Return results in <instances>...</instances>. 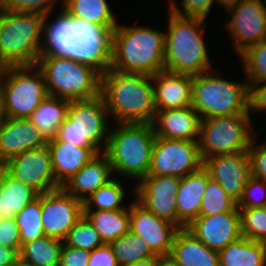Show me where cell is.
Instances as JSON below:
<instances>
[{"label":"cell","instance_id":"1","mask_svg":"<svg viewBox=\"0 0 266 266\" xmlns=\"http://www.w3.org/2000/svg\"><path fill=\"white\" fill-rule=\"evenodd\" d=\"M44 19L42 54L63 55L105 74L111 66L112 32L74 20L63 9L53 21Z\"/></svg>","mask_w":266,"mask_h":266},{"label":"cell","instance_id":"2","mask_svg":"<svg viewBox=\"0 0 266 266\" xmlns=\"http://www.w3.org/2000/svg\"><path fill=\"white\" fill-rule=\"evenodd\" d=\"M100 95L116 123H152L156 115L152 76L109 69L101 75Z\"/></svg>","mask_w":266,"mask_h":266},{"label":"cell","instance_id":"3","mask_svg":"<svg viewBox=\"0 0 266 266\" xmlns=\"http://www.w3.org/2000/svg\"><path fill=\"white\" fill-rule=\"evenodd\" d=\"M164 53L165 33L161 30L118 23L112 31L110 69L151 76L164 70Z\"/></svg>","mask_w":266,"mask_h":266},{"label":"cell","instance_id":"4","mask_svg":"<svg viewBox=\"0 0 266 266\" xmlns=\"http://www.w3.org/2000/svg\"><path fill=\"white\" fill-rule=\"evenodd\" d=\"M116 124L109 131L103 153L111 164L112 172L116 173L115 176L139 181L148 175L151 165L156 139L153 124Z\"/></svg>","mask_w":266,"mask_h":266},{"label":"cell","instance_id":"5","mask_svg":"<svg viewBox=\"0 0 266 266\" xmlns=\"http://www.w3.org/2000/svg\"><path fill=\"white\" fill-rule=\"evenodd\" d=\"M168 20L164 70L194 76L214 69L203 38L205 19L181 17L169 11Z\"/></svg>","mask_w":266,"mask_h":266},{"label":"cell","instance_id":"6","mask_svg":"<svg viewBox=\"0 0 266 266\" xmlns=\"http://www.w3.org/2000/svg\"><path fill=\"white\" fill-rule=\"evenodd\" d=\"M44 19L38 12L0 10V58L6 66L37 64L42 54Z\"/></svg>","mask_w":266,"mask_h":266},{"label":"cell","instance_id":"7","mask_svg":"<svg viewBox=\"0 0 266 266\" xmlns=\"http://www.w3.org/2000/svg\"><path fill=\"white\" fill-rule=\"evenodd\" d=\"M37 66L50 96L78 101L100 95L101 74L87 64L63 55L41 54Z\"/></svg>","mask_w":266,"mask_h":266},{"label":"cell","instance_id":"8","mask_svg":"<svg viewBox=\"0 0 266 266\" xmlns=\"http://www.w3.org/2000/svg\"><path fill=\"white\" fill-rule=\"evenodd\" d=\"M214 69L192 78V107L201 119L247 114L248 82H236L213 74ZM213 75V76H212Z\"/></svg>","mask_w":266,"mask_h":266},{"label":"cell","instance_id":"9","mask_svg":"<svg viewBox=\"0 0 266 266\" xmlns=\"http://www.w3.org/2000/svg\"><path fill=\"white\" fill-rule=\"evenodd\" d=\"M47 96L44 75L37 64L7 66L0 78L2 117L28 118Z\"/></svg>","mask_w":266,"mask_h":266},{"label":"cell","instance_id":"10","mask_svg":"<svg viewBox=\"0 0 266 266\" xmlns=\"http://www.w3.org/2000/svg\"><path fill=\"white\" fill-rule=\"evenodd\" d=\"M107 118L108 110L101 95L88 100L70 101L66 119L55 138L77 147H93L101 153L109 137Z\"/></svg>","mask_w":266,"mask_h":266},{"label":"cell","instance_id":"11","mask_svg":"<svg viewBox=\"0 0 266 266\" xmlns=\"http://www.w3.org/2000/svg\"><path fill=\"white\" fill-rule=\"evenodd\" d=\"M250 118L248 112L247 114L201 119L198 142L202 159L248 151L255 136Z\"/></svg>","mask_w":266,"mask_h":266},{"label":"cell","instance_id":"12","mask_svg":"<svg viewBox=\"0 0 266 266\" xmlns=\"http://www.w3.org/2000/svg\"><path fill=\"white\" fill-rule=\"evenodd\" d=\"M203 164L198 141L156 137L148 175L182 178Z\"/></svg>","mask_w":266,"mask_h":266},{"label":"cell","instance_id":"13","mask_svg":"<svg viewBox=\"0 0 266 266\" xmlns=\"http://www.w3.org/2000/svg\"><path fill=\"white\" fill-rule=\"evenodd\" d=\"M223 29L235 43L237 56L246 48L266 40V0H242L227 11Z\"/></svg>","mask_w":266,"mask_h":266},{"label":"cell","instance_id":"14","mask_svg":"<svg viewBox=\"0 0 266 266\" xmlns=\"http://www.w3.org/2000/svg\"><path fill=\"white\" fill-rule=\"evenodd\" d=\"M44 233L64 241L72 227L84 216L83 202L63 187L41 194Z\"/></svg>","mask_w":266,"mask_h":266},{"label":"cell","instance_id":"15","mask_svg":"<svg viewBox=\"0 0 266 266\" xmlns=\"http://www.w3.org/2000/svg\"><path fill=\"white\" fill-rule=\"evenodd\" d=\"M5 164L12 177L31 186L39 194L61 187L54 177L47 144L40 148L27 149Z\"/></svg>","mask_w":266,"mask_h":266},{"label":"cell","instance_id":"16","mask_svg":"<svg viewBox=\"0 0 266 266\" xmlns=\"http://www.w3.org/2000/svg\"><path fill=\"white\" fill-rule=\"evenodd\" d=\"M203 167L237 203L251 177L249 151L226 153L205 158Z\"/></svg>","mask_w":266,"mask_h":266},{"label":"cell","instance_id":"17","mask_svg":"<svg viewBox=\"0 0 266 266\" xmlns=\"http://www.w3.org/2000/svg\"><path fill=\"white\" fill-rule=\"evenodd\" d=\"M179 229L158 218L136 200L130 203V230L141 237L155 255L168 256Z\"/></svg>","mask_w":266,"mask_h":266},{"label":"cell","instance_id":"18","mask_svg":"<svg viewBox=\"0 0 266 266\" xmlns=\"http://www.w3.org/2000/svg\"><path fill=\"white\" fill-rule=\"evenodd\" d=\"M186 229L211 250L219 252L242 237L239 209L212 216H199Z\"/></svg>","mask_w":266,"mask_h":266},{"label":"cell","instance_id":"19","mask_svg":"<svg viewBox=\"0 0 266 266\" xmlns=\"http://www.w3.org/2000/svg\"><path fill=\"white\" fill-rule=\"evenodd\" d=\"M47 141L28 118H5L0 121V162L6 163L12 157L27 149L40 148Z\"/></svg>","mask_w":266,"mask_h":266},{"label":"cell","instance_id":"20","mask_svg":"<svg viewBox=\"0 0 266 266\" xmlns=\"http://www.w3.org/2000/svg\"><path fill=\"white\" fill-rule=\"evenodd\" d=\"M151 76L156 110L192 106V75L162 70Z\"/></svg>","mask_w":266,"mask_h":266},{"label":"cell","instance_id":"21","mask_svg":"<svg viewBox=\"0 0 266 266\" xmlns=\"http://www.w3.org/2000/svg\"><path fill=\"white\" fill-rule=\"evenodd\" d=\"M56 182L62 187L92 158L100 153L93 147H77L53 138L47 141Z\"/></svg>","mask_w":266,"mask_h":266},{"label":"cell","instance_id":"22","mask_svg":"<svg viewBox=\"0 0 266 266\" xmlns=\"http://www.w3.org/2000/svg\"><path fill=\"white\" fill-rule=\"evenodd\" d=\"M152 124L156 137L199 141L201 117L192 106L157 110Z\"/></svg>","mask_w":266,"mask_h":266},{"label":"cell","instance_id":"23","mask_svg":"<svg viewBox=\"0 0 266 266\" xmlns=\"http://www.w3.org/2000/svg\"><path fill=\"white\" fill-rule=\"evenodd\" d=\"M210 179L209 172L204 167L180 178L176 195L178 229L186 228L200 216L202 198Z\"/></svg>","mask_w":266,"mask_h":266},{"label":"cell","instance_id":"24","mask_svg":"<svg viewBox=\"0 0 266 266\" xmlns=\"http://www.w3.org/2000/svg\"><path fill=\"white\" fill-rule=\"evenodd\" d=\"M111 164L101 152L92 158L62 187L73 197L86 201L90 195L113 178Z\"/></svg>","mask_w":266,"mask_h":266},{"label":"cell","instance_id":"25","mask_svg":"<svg viewBox=\"0 0 266 266\" xmlns=\"http://www.w3.org/2000/svg\"><path fill=\"white\" fill-rule=\"evenodd\" d=\"M169 255L177 266H220L218 252L211 250L186 228L176 232Z\"/></svg>","mask_w":266,"mask_h":266},{"label":"cell","instance_id":"26","mask_svg":"<svg viewBox=\"0 0 266 266\" xmlns=\"http://www.w3.org/2000/svg\"><path fill=\"white\" fill-rule=\"evenodd\" d=\"M220 266H266V243L244 236L218 252Z\"/></svg>","mask_w":266,"mask_h":266},{"label":"cell","instance_id":"27","mask_svg":"<svg viewBox=\"0 0 266 266\" xmlns=\"http://www.w3.org/2000/svg\"><path fill=\"white\" fill-rule=\"evenodd\" d=\"M62 9L74 20L104 27L111 32L118 23L107 0H63Z\"/></svg>","mask_w":266,"mask_h":266},{"label":"cell","instance_id":"28","mask_svg":"<svg viewBox=\"0 0 266 266\" xmlns=\"http://www.w3.org/2000/svg\"><path fill=\"white\" fill-rule=\"evenodd\" d=\"M38 195L31 186L15 179L6 171L0 187V219L15 218Z\"/></svg>","mask_w":266,"mask_h":266},{"label":"cell","instance_id":"29","mask_svg":"<svg viewBox=\"0 0 266 266\" xmlns=\"http://www.w3.org/2000/svg\"><path fill=\"white\" fill-rule=\"evenodd\" d=\"M69 103L68 100L49 95L28 117L46 141L57 136L58 129L66 119Z\"/></svg>","mask_w":266,"mask_h":266},{"label":"cell","instance_id":"30","mask_svg":"<svg viewBox=\"0 0 266 266\" xmlns=\"http://www.w3.org/2000/svg\"><path fill=\"white\" fill-rule=\"evenodd\" d=\"M120 210H84V216L93 225L104 244H110L130 230V204Z\"/></svg>","mask_w":266,"mask_h":266},{"label":"cell","instance_id":"31","mask_svg":"<svg viewBox=\"0 0 266 266\" xmlns=\"http://www.w3.org/2000/svg\"><path fill=\"white\" fill-rule=\"evenodd\" d=\"M63 243L59 239L43 236L24 243L19 254L32 266H59Z\"/></svg>","mask_w":266,"mask_h":266},{"label":"cell","instance_id":"32","mask_svg":"<svg viewBox=\"0 0 266 266\" xmlns=\"http://www.w3.org/2000/svg\"><path fill=\"white\" fill-rule=\"evenodd\" d=\"M126 188L118 177H113L105 185L101 186L90 197L83 202L84 210H120L128 206H124V198L126 197Z\"/></svg>","mask_w":266,"mask_h":266},{"label":"cell","instance_id":"33","mask_svg":"<svg viewBox=\"0 0 266 266\" xmlns=\"http://www.w3.org/2000/svg\"><path fill=\"white\" fill-rule=\"evenodd\" d=\"M119 266L148 259L155 254L148 244L138 235L129 231L109 244Z\"/></svg>","mask_w":266,"mask_h":266},{"label":"cell","instance_id":"34","mask_svg":"<svg viewBox=\"0 0 266 266\" xmlns=\"http://www.w3.org/2000/svg\"><path fill=\"white\" fill-rule=\"evenodd\" d=\"M20 230L21 246L29 241L46 236L41 213V194L32 203L15 215Z\"/></svg>","mask_w":266,"mask_h":266},{"label":"cell","instance_id":"35","mask_svg":"<svg viewBox=\"0 0 266 266\" xmlns=\"http://www.w3.org/2000/svg\"><path fill=\"white\" fill-rule=\"evenodd\" d=\"M236 208L237 202L227 194L218 182L210 179L202 198L200 216L232 212Z\"/></svg>","mask_w":266,"mask_h":266},{"label":"cell","instance_id":"36","mask_svg":"<svg viewBox=\"0 0 266 266\" xmlns=\"http://www.w3.org/2000/svg\"><path fill=\"white\" fill-rule=\"evenodd\" d=\"M243 63L245 80L260 82L266 80V40L246 48L239 54Z\"/></svg>","mask_w":266,"mask_h":266},{"label":"cell","instance_id":"37","mask_svg":"<svg viewBox=\"0 0 266 266\" xmlns=\"http://www.w3.org/2000/svg\"><path fill=\"white\" fill-rule=\"evenodd\" d=\"M179 183V177L147 175L138 181L133 192L136 196H176Z\"/></svg>","mask_w":266,"mask_h":266},{"label":"cell","instance_id":"38","mask_svg":"<svg viewBox=\"0 0 266 266\" xmlns=\"http://www.w3.org/2000/svg\"><path fill=\"white\" fill-rule=\"evenodd\" d=\"M63 242L67 246L88 251L104 245L100 235L85 216L72 227Z\"/></svg>","mask_w":266,"mask_h":266},{"label":"cell","instance_id":"39","mask_svg":"<svg viewBox=\"0 0 266 266\" xmlns=\"http://www.w3.org/2000/svg\"><path fill=\"white\" fill-rule=\"evenodd\" d=\"M241 235L254 241L266 243V206L239 209Z\"/></svg>","mask_w":266,"mask_h":266},{"label":"cell","instance_id":"40","mask_svg":"<svg viewBox=\"0 0 266 266\" xmlns=\"http://www.w3.org/2000/svg\"><path fill=\"white\" fill-rule=\"evenodd\" d=\"M176 199V196H136V201L143 207L178 228Z\"/></svg>","mask_w":266,"mask_h":266},{"label":"cell","instance_id":"41","mask_svg":"<svg viewBox=\"0 0 266 266\" xmlns=\"http://www.w3.org/2000/svg\"><path fill=\"white\" fill-rule=\"evenodd\" d=\"M266 206V181L251 176L237 203L238 209H250Z\"/></svg>","mask_w":266,"mask_h":266},{"label":"cell","instance_id":"42","mask_svg":"<svg viewBox=\"0 0 266 266\" xmlns=\"http://www.w3.org/2000/svg\"><path fill=\"white\" fill-rule=\"evenodd\" d=\"M58 0H0V10L14 12H38L44 15L52 14ZM60 1V0H59Z\"/></svg>","mask_w":266,"mask_h":266},{"label":"cell","instance_id":"43","mask_svg":"<svg viewBox=\"0 0 266 266\" xmlns=\"http://www.w3.org/2000/svg\"><path fill=\"white\" fill-rule=\"evenodd\" d=\"M169 11L173 14L181 17H192L205 19L212 9V5L215 4L214 0H182L179 7L174 0H169Z\"/></svg>","mask_w":266,"mask_h":266},{"label":"cell","instance_id":"44","mask_svg":"<svg viewBox=\"0 0 266 266\" xmlns=\"http://www.w3.org/2000/svg\"><path fill=\"white\" fill-rule=\"evenodd\" d=\"M258 145H256V140L253 138L248 149L251 163V176L266 181V142Z\"/></svg>","mask_w":266,"mask_h":266},{"label":"cell","instance_id":"45","mask_svg":"<svg viewBox=\"0 0 266 266\" xmlns=\"http://www.w3.org/2000/svg\"><path fill=\"white\" fill-rule=\"evenodd\" d=\"M0 245L21 250L20 230L15 218L0 219Z\"/></svg>","mask_w":266,"mask_h":266},{"label":"cell","instance_id":"46","mask_svg":"<svg viewBox=\"0 0 266 266\" xmlns=\"http://www.w3.org/2000/svg\"><path fill=\"white\" fill-rule=\"evenodd\" d=\"M90 251L77 249L63 243L59 266H88Z\"/></svg>","mask_w":266,"mask_h":266},{"label":"cell","instance_id":"47","mask_svg":"<svg viewBox=\"0 0 266 266\" xmlns=\"http://www.w3.org/2000/svg\"><path fill=\"white\" fill-rule=\"evenodd\" d=\"M249 84V113L266 111V80L248 82ZM251 110V111H250Z\"/></svg>","mask_w":266,"mask_h":266},{"label":"cell","instance_id":"48","mask_svg":"<svg viewBox=\"0 0 266 266\" xmlns=\"http://www.w3.org/2000/svg\"><path fill=\"white\" fill-rule=\"evenodd\" d=\"M88 266H119V264L112 247L104 244L90 251Z\"/></svg>","mask_w":266,"mask_h":266},{"label":"cell","instance_id":"49","mask_svg":"<svg viewBox=\"0 0 266 266\" xmlns=\"http://www.w3.org/2000/svg\"><path fill=\"white\" fill-rule=\"evenodd\" d=\"M19 256L17 249L0 245V266H10Z\"/></svg>","mask_w":266,"mask_h":266},{"label":"cell","instance_id":"50","mask_svg":"<svg viewBox=\"0 0 266 266\" xmlns=\"http://www.w3.org/2000/svg\"><path fill=\"white\" fill-rule=\"evenodd\" d=\"M160 257V255H154L148 259H144L134 263L124 264L121 266H157Z\"/></svg>","mask_w":266,"mask_h":266},{"label":"cell","instance_id":"51","mask_svg":"<svg viewBox=\"0 0 266 266\" xmlns=\"http://www.w3.org/2000/svg\"><path fill=\"white\" fill-rule=\"evenodd\" d=\"M157 266H177V263L170 257V255L161 256Z\"/></svg>","mask_w":266,"mask_h":266},{"label":"cell","instance_id":"52","mask_svg":"<svg viewBox=\"0 0 266 266\" xmlns=\"http://www.w3.org/2000/svg\"><path fill=\"white\" fill-rule=\"evenodd\" d=\"M10 266H32L23 260L20 256Z\"/></svg>","mask_w":266,"mask_h":266},{"label":"cell","instance_id":"53","mask_svg":"<svg viewBox=\"0 0 266 266\" xmlns=\"http://www.w3.org/2000/svg\"><path fill=\"white\" fill-rule=\"evenodd\" d=\"M6 171H7L6 164L0 162V187Z\"/></svg>","mask_w":266,"mask_h":266},{"label":"cell","instance_id":"54","mask_svg":"<svg viewBox=\"0 0 266 266\" xmlns=\"http://www.w3.org/2000/svg\"><path fill=\"white\" fill-rule=\"evenodd\" d=\"M6 68H7V66L4 64V62L0 58V78L2 77L4 72L6 71Z\"/></svg>","mask_w":266,"mask_h":266},{"label":"cell","instance_id":"55","mask_svg":"<svg viewBox=\"0 0 266 266\" xmlns=\"http://www.w3.org/2000/svg\"><path fill=\"white\" fill-rule=\"evenodd\" d=\"M2 115H1V105H0V121H1Z\"/></svg>","mask_w":266,"mask_h":266}]
</instances>
